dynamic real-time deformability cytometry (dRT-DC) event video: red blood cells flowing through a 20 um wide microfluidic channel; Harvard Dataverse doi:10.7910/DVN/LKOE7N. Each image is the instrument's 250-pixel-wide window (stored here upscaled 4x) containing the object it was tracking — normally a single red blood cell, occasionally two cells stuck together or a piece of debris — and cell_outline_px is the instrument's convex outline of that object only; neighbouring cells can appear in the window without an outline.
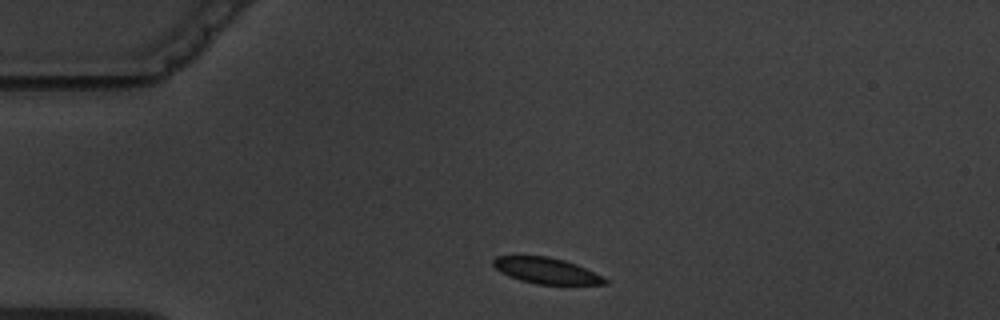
{"species": "common noctule bat (a hibernating species)", "species_latin": "Nyctalus noctula", "temperature_condition": "warm", "stored_images_in_passage": 3, "camera_frame_rate_fps": 3000, "um_per_image_px": 0.085, "animal": {"sex": "male", "body_mass_g": 19.5, "forearm_length_mm": 54.6}, "frame": {"image": 1, "passage_image": 1, "time_ms": 0.0, "image_size_px": [1000, 320], "cell_outline_px": [[608, 284], [536, 284], [520, 280], [508, 276], [500, 272], [492, 264], [492, 260], [496, 256], [548, 256], [564, 260], [576, 264], [608, 280]], "centroid_in_image_um": [46.38, 23.0], "position_along_channel_um": 38.6, "area_um2": 16.7}}
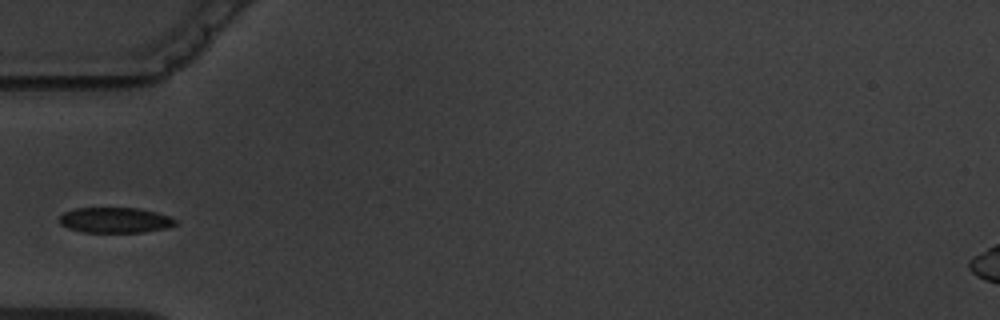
{"frame": {"image": 2, "passage_image": 3, "time_ms": 2.0, "image_size_px": [1000, 320], "cell_outline_px": [[176, 224], [168, 228], [144, 232], [84, 232], [68, 228], [60, 224], [60, 216], [64, 212], [76, 208], [140, 208], [156, 212], [168, 216], [176, 220]], "centroid_in_image_um": [9.79, 18.71], "position_along_channel_um": 75.2, "area_um2": 17.17}}